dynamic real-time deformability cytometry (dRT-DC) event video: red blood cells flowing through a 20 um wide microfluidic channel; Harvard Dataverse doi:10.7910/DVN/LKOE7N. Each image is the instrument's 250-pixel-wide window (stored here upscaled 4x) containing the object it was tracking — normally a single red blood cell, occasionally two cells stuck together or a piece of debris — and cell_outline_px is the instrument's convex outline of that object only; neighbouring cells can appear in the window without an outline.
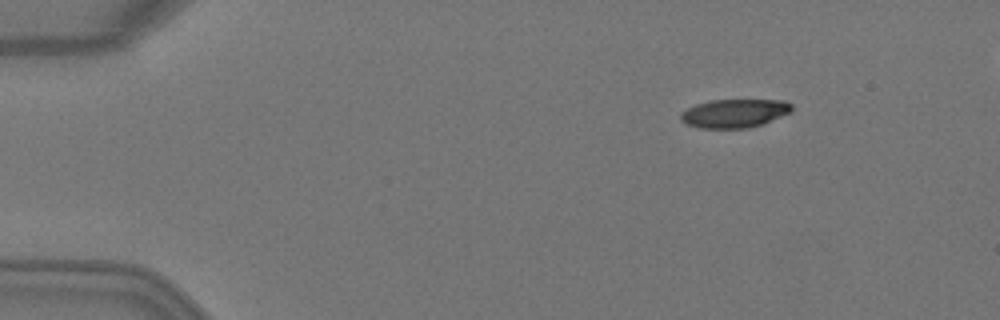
{"species": "Egyptian fruit bat (a non-hibernating species)", "species_latin": "Rousettus aegyptiacus", "temperature_condition": "warm", "stored_images_in_passage": 4, "camera_frame_rate_fps": 3000, "um_per_image_px": 0.085, "animal": {"sex": "female"}, "frame": {"image": 1, "passage_image": 1, "time_ms": 0.0, "image_size_px": [1000, 320], "cell_outline_px": [[792, 112], [764, 124], [748, 128], [700, 128], [688, 124], [680, 120], [680, 112], [696, 104], [712, 100], [784, 100], [792, 104]], "centroid_in_image_um": [62.46, 9.63], "position_along_channel_um": 22.5, "area_um2": 18.61}}